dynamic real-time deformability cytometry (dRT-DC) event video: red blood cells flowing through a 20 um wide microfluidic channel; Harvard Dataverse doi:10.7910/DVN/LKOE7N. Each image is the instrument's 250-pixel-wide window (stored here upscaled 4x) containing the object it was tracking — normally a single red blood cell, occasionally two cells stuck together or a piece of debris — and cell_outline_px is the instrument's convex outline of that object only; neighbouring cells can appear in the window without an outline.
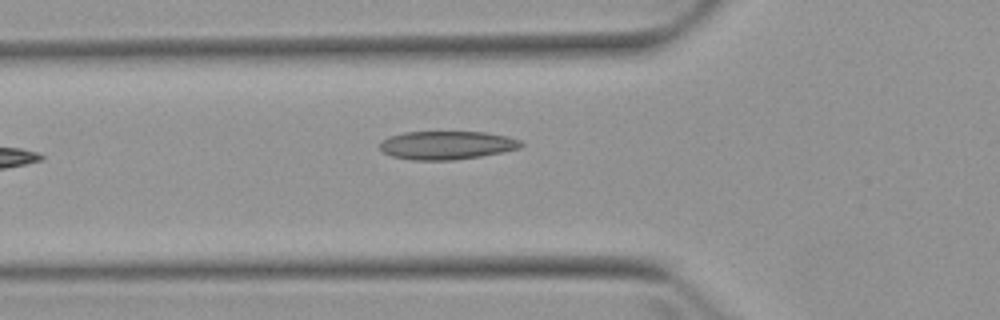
{"species": "Egyptian fruit bat (a non-hibernating species)", "species_latin": "Rousettus aegyptiacus", "temperature_condition": "warm", "stored_images_in_passage": 2, "camera_frame_rate_fps": 3000, "um_per_image_px": 0.085, "animal": {"sex": "female"}, "frame": {"image": 1, "passage_image": 2, "time_ms": 1.333, "image_size_px": [1000, 320], "cell_outline_px": [[524, 144], [520, 148], [504, 152], [480, 156], [452, 160], [412, 160], [392, 156], [384, 152], [380, 148], [380, 140], [388, 136], [404, 132], [484, 132], [508, 136], [520, 140]], "centroid_in_image_um": [37.97, 12.34], "position_along_channel_um": 87.8, "area_um2": 23.47}}